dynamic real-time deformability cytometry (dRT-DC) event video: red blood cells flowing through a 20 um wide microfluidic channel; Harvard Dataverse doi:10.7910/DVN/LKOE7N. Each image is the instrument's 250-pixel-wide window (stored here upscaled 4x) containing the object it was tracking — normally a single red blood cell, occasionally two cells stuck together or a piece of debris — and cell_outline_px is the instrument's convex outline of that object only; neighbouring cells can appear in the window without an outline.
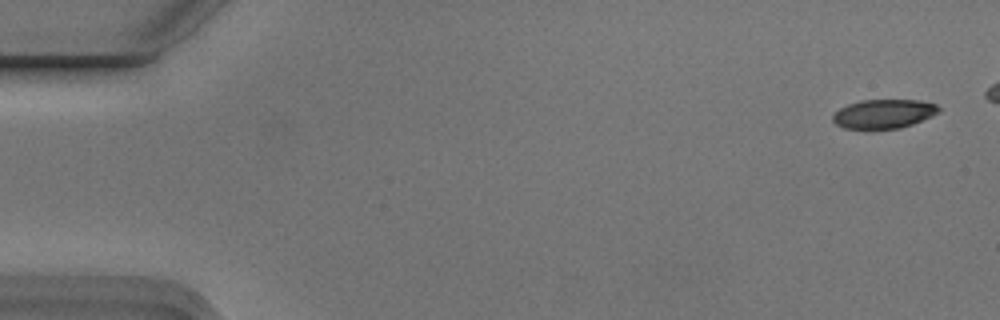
{"species": "Egyptian fruit bat (a non-hibernating species)", "species_latin": "Rousettus aegyptiacus", "temperature_condition": "cold", "stored_images_in_passage": 5, "camera_frame_rate_fps": 3000, "um_per_image_px": 0.085, "animal": {"sex": "male"}, "frame": {"image": 1, "passage_image": 1, "time_ms": 0.0, "image_size_px": [1000, 320], "cell_outline_px": [[940, 112], [932, 116], [912, 124], [900, 128], [844, 128], [836, 124], [832, 120], [832, 116], [840, 108], [848, 104], [860, 100], [920, 100], [936, 104], [940, 108]], "centroid_in_image_um": [75.13, 9.66], "position_along_channel_um": 9.9, "area_um2": 17.8}}
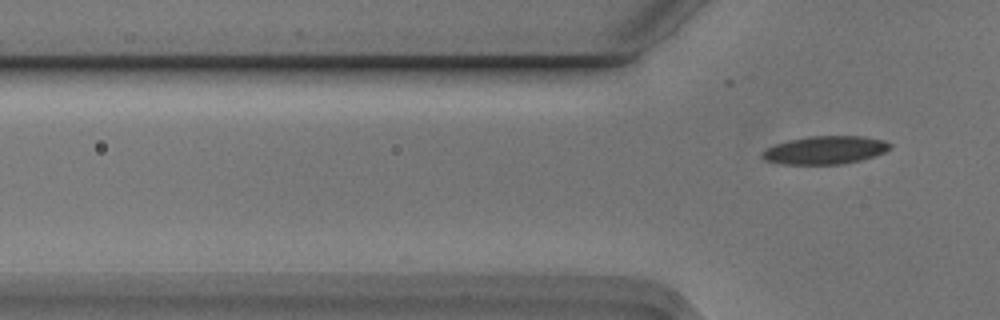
{"frame": {"image": 2, "passage_image": 5, "time_ms": 1.333, "image_size_px": [1000, 320], "cell_outline_px": [[892, 148], [884, 152], [860, 160], [840, 164], [780, 164], [764, 160], [760, 156], [760, 152], [776, 144], [788, 140], [808, 136], [864, 136], [884, 140], [892, 144]], "centroid_in_image_um": [70.12, 12.75], "position_along_channel_um": 55.7, "area_um2": 20.98}}